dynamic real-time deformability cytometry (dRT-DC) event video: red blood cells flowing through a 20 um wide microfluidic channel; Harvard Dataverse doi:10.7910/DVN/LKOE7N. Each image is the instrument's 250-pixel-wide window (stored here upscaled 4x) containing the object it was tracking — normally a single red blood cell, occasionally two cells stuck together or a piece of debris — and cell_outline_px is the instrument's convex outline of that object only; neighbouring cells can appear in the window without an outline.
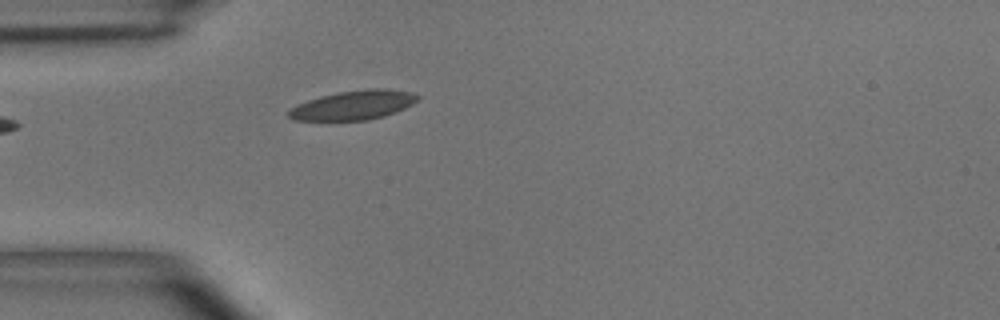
{"species": "common noctule bat (a hibernating species)", "species_latin": "Nyctalus noctula", "temperature_condition": "room temperature", "stored_images_in_passage": 1, "camera_frame_rate_fps": 3000, "um_per_image_px": 0.085, "animal": {"sex": "male", "body_mass_g": 15.6}, "frame": {"image": 1, "passage_image": 1, "time_ms": 0.0, "image_size_px": [1000, 320], "cell_outline_px": [[420, 96], [412, 104], [396, 112], [384, 116], [368, 120], [296, 120], [288, 116], [288, 112], [296, 104], [320, 96], [340, 92], [368, 88], [388, 88], [412, 92]], "centroid_in_image_um": [30.07, 8.92], "position_along_channel_um": 54.9, "area_um2": 21.91}}